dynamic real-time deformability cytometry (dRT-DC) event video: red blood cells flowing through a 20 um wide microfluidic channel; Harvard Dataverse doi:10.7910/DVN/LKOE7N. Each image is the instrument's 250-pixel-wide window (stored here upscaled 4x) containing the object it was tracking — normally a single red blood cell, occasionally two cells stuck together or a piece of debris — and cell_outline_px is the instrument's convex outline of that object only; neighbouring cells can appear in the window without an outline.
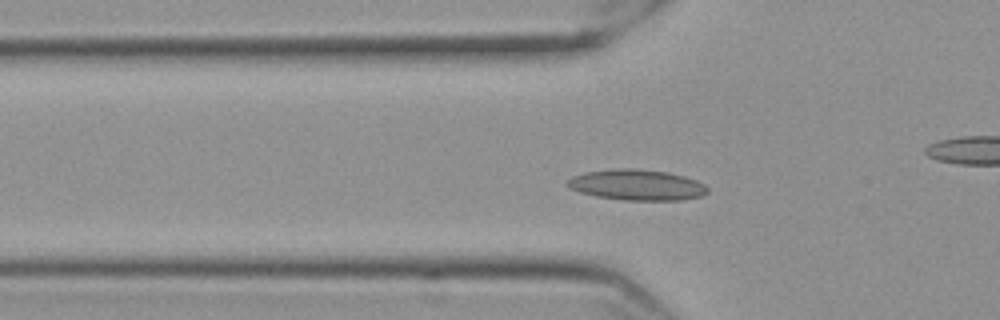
{"species": "Egyptian fruit bat (a non-hibernating species)", "species_latin": "Rousettus aegyptiacus", "temperature_condition": "cold", "stored_images_in_passage": 44, "camera_frame_rate_fps": 3000, "um_per_image_px": 0.085, "frame": {"image": 1, "passage_image": 14, "time_ms": 4.333, "image_size_px": [1000, 320], "cell_outline_px": [[708, 192], [700, 196], [680, 200], [624, 200], [596, 196], [580, 192], [568, 188], [564, 184], [572, 176], [584, 172], [620, 168], [636, 168], [668, 172], [684, 176], [696, 180], [704, 184], [708, 188]], "centroid_in_image_um": [54.11, 15.71], "position_along_channel_um": 71.7, "area_um2": 25.2}}
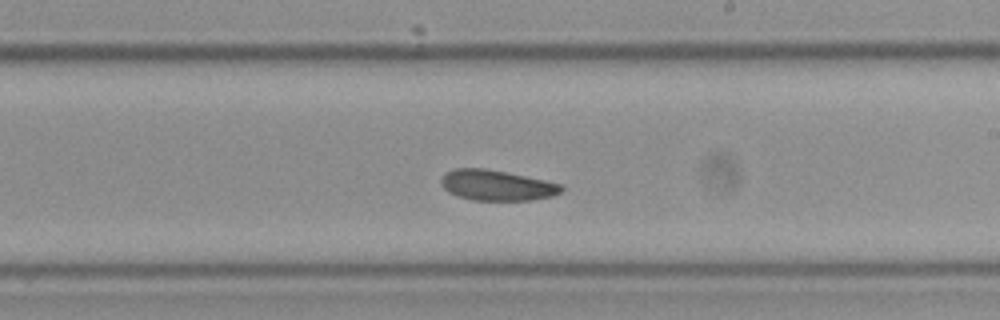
{"frame": {"image": 2, "passage_image": 29, "time_ms": 9.333, "image_size_px": [1000, 320], "cell_outline_px": [[564, 188], [560, 192], [552, 196], [528, 200], [472, 200], [456, 196], [448, 192], [440, 184], [440, 180], [444, 172], [456, 168], [484, 168], [544, 180], [560, 184]], "centroid_in_image_um": [42.15, 15.75], "position_along_channel_um": 246.8, "area_um2": 21.27}}
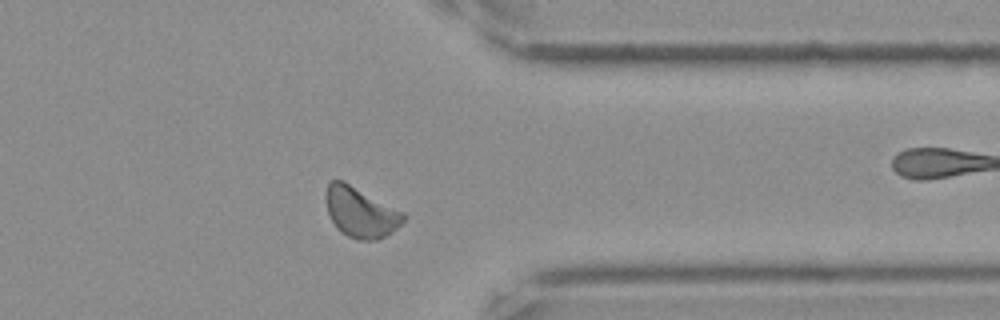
{"frame": {"image": 3, "passage_image": 41, "time_ms": 13.333, "image_size_px": [1000, 320], "cell_outline_px": [[404, 220], [392, 232], [376, 240], [356, 240], [340, 232], [332, 220], [328, 212], [328, 184], [332, 180], [344, 180], [404, 212]], "centroid_in_image_um": [30.68, 18.05], "position_along_channel_um": 380.7, "area_um2": 22.31}}